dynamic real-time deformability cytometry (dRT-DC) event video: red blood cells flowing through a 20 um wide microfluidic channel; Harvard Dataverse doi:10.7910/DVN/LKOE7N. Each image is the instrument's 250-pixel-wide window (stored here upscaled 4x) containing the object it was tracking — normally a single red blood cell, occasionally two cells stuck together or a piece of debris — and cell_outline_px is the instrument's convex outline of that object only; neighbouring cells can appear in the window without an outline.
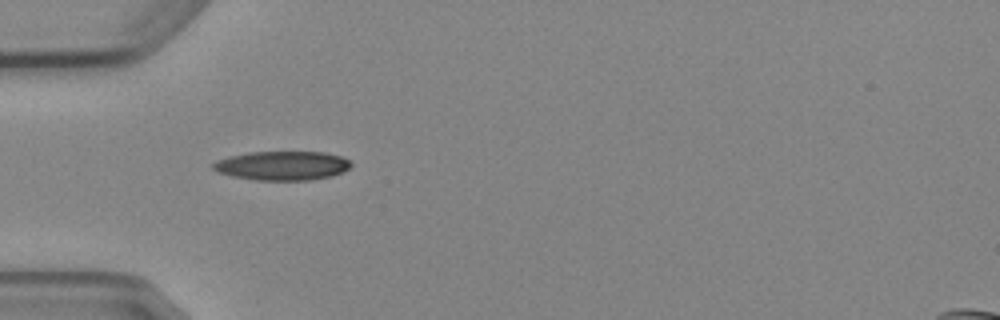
{"species": "Egyptian fruit bat (a non-hibernating species)", "species_latin": "Rousettus aegyptiacus", "temperature_condition": "cold", "stored_images_in_passage": 6, "camera_frame_rate_fps": 3000, "um_per_image_px": 0.085, "animal": {"sex": "female"}, "frame": {"image": 1, "passage_image": 5, "time_ms": 4.667, "image_size_px": [1000, 320], "cell_outline_px": [[352, 164], [344, 172], [332, 176], [312, 180], [256, 180], [232, 176], [216, 172], [212, 168], [212, 164], [216, 160], [228, 156], [248, 152], [324, 152], [340, 156], [348, 160]], "centroid_in_image_um": [23.96, 14.08], "position_along_channel_um": 61.0, "area_um2": 23.52}}
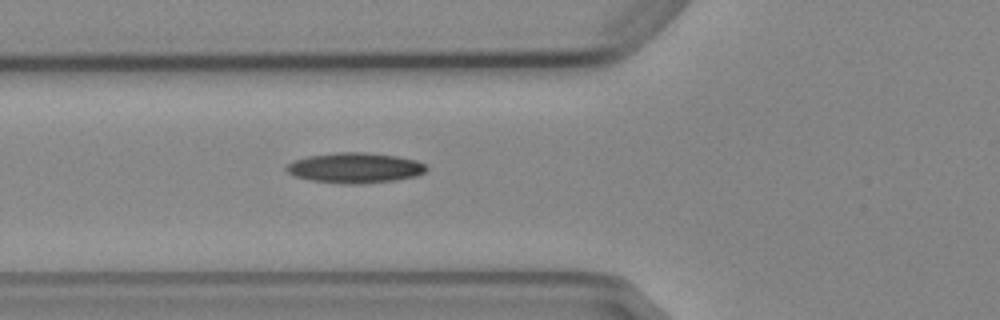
{"frame": {"image": 2, "passage_image": 6, "time_ms": 5.667, "image_size_px": [1000, 320], "cell_outline_px": [[428, 168], [424, 172], [416, 176], [396, 180], [364, 184], [344, 184], [312, 180], [296, 176], [288, 172], [284, 168], [292, 160], [308, 156], [336, 152], [364, 152], [396, 156], [416, 160], [424, 164]], "centroid_in_image_um": [30.17, 14.27], "position_along_channel_um": 95.6, "area_um2": 24.74}}